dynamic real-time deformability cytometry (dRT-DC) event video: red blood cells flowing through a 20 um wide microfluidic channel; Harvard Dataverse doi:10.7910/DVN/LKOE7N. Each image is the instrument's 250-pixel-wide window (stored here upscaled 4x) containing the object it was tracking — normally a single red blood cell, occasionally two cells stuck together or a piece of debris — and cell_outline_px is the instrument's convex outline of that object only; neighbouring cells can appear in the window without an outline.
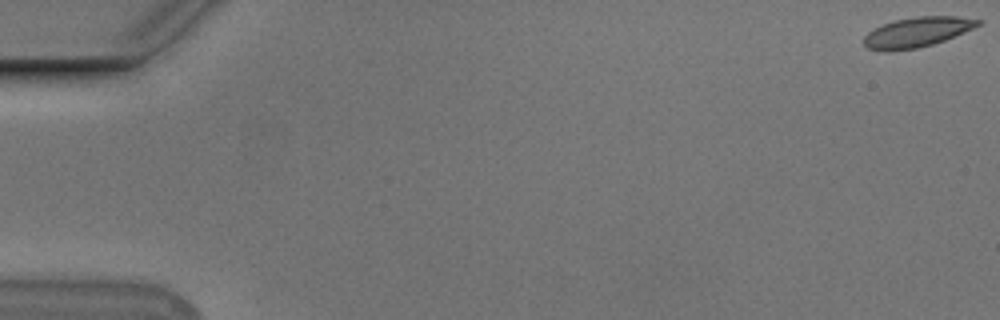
{"species": "Egyptian fruit bat (a non-hibernating species)", "species_latin": "Rousettus aegyptiacus", "temperature_condition": "cold", "stored_images_in_passage": 54, "camera_frame_rate_fps": 3000, "um_per_image_px": 0.085, "animal": {"sex": "male"}, "frame": {"image": 1, "passage_image": 1, "time_ms": 0.0, "image_size_px": [1000, 320], "cell_outline_px": [[984, 20], [980, 24], [972, 28], [944, 40], [932, 44], [916, 48], [888, 52], [884, 52], [868, 48], [864, 44], [864, 36], [868, 32], [892, 20], [916, 16], [956, 16]], "centroid_in_image_um": [77.92, 2.73], "position_along_channel_um": 7.1, "area_um2": 19.83}}
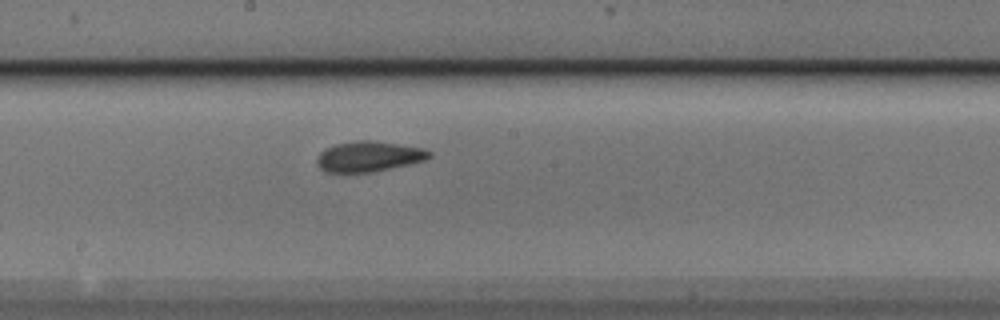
{"frame": {"image": 2, "passage_image": 31, "time_ms": 10.0, "image_size_px": [1000, 320], "cell_outline_px": [[432, 156], [424, 160], [408, 164], [372, 172], [324, 172], [316, 164], [316, 156], [324, 148], [336, 144], [356, 140], [372, 140], [424, 148], [432, 152]], "centroid_in_image_um": [31.31, 13.29], "position_along_channel_um": 216.9, "area_um2": 20.0}}
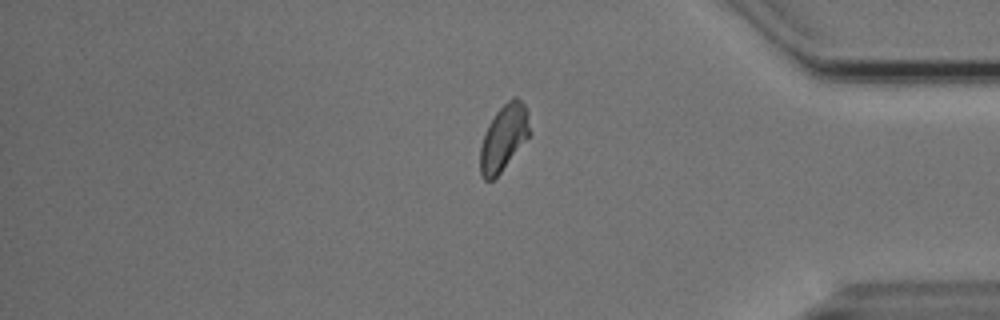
{"frame": {"image": 3, "passage_image": 47, "time_ms": 15.333, "image_size_px": [1000, 320], "cell_outline_px": [[532, 132], [500, 172], [492, 180], [484, 180], [480, 172], [480, 148], [484, 132], [488, 124], [496, 112], [512, 96], [516, 96], [524, 104], [528, 112]], "centroid_in_image_um": [42.82, 11.66], "position_along_channel_um": 392.4, "area_um2": 19.02}, "authors_computed_cell_mechanics": {"area_um2": 19.8832, "velocity_mm_per_s": 3.7207, "shape_relaxation_time_tau1_ms": 5.3259, "shape_relaxation_time_tau2_ms": 1.5455, "deformation_change_tau1": 0.1143, "deformation_change_tau2": 0.0546}}